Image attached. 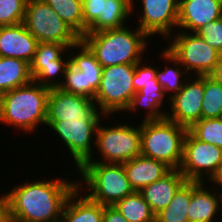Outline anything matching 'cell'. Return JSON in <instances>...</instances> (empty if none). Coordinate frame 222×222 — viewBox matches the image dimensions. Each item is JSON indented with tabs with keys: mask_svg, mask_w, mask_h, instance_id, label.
Returning a JSON list of instances; mask_svg holds the SVG:
<instances>
[{
	"mask_svg": "<svg viewBox=\"0 0 222 222\" xmlns=\"http://www.w3.org/2000/svg\"><path fill=\"white\" fill-rule=\"evenodd\" d=\"M95 146L101 159L90 158L87 162L123 164L141 154V130L126 123L116 126L98 124ZM96 159V161H95Z\"/></svg>",
	"mask_w": 222,
	"mask_h": 222,
	"instance_id": "obj_6",
	"label": "cell"
},
{
	"mask_svg": "<svg viewBox=\"0 0 222 222\" xmlns=\"http://www.w3.org/2000/svg\"><path fill=\"white\" fill-rule=\"evenodd\" d=\"M49 222H62V220L61 219H56V220L49 221Z\"/></svg>",
	"mask_w": 222,
	"mask_h": 222,
	"instance_id": "obj_44",
	"label": "cell"
},
{
	"mask_svg": "<svg viewBox=\"0 0 222 222\" xmlns=\"http://www.w3.org/2000/svg\"><path fill=\"white\" fill-rule=\"evenodd\" d=\"M38 43L23 23L0 26V57L17 58L30 64Z\"/></svg>",
	"mask_w": 222,
	"mask_h": 222,
	"instance_id": "obj_16",
	"label": "cell"
},
{
	"mask_svg": "<svg viewBox=\"0 0 222 222\" xmlns=\"http://www.w3.org/2000/svg\"><path fill=\"white\" fill-rule=\"evenodd\" d=\"M142 14L138 18V27L149 39L155 34L169 40L177 28L179 15V0H141ZM134 0H132V13H134ZM140 23V24H139ZM140 25V26H139ZM175 27V28H174ZM173 29V30H172ZM153 35V36H152Z\"/></svg>",
	"mask_w": 222,
	"mask_h": 222,
	"instance_id": "obj_12",
	"label": "cell"
},
{
	"mask_svg": "<svg viewBox=\"0 0 222 222\" xmlns=\"http://www.w3.org/2000/svg\"><path fill=\"white\" fill-rule=\"evenodd\" d=\"M78 187L75 181L55 178L27 181L6 193L11 222H49L61 219L67 199Z\"/></svg>",
	"mask_w": 222,
	"mask_h": 222,
	"instance_id": "obj_1",
	"label": "cell"
},
{
	"mask_svg": "<svg viewBox=\"0 0 222 222\" xmlns=\"http://www.w3.org/2000/svg\"><path fill=\"white\" fill-rule=\"evenodd\" d=\"M195 33L222 54V17L201 26Z\"/></svg>",
	"mask_w": 222,
	"mask_h": 222,
	"instance_id": "obj_35",
	"label": "cell"
},
{
	"mask_svg": "<svg viewBox=\"0 0 222 222\" xmlns=\"http://www.w3.org/2000/svg\"><path fill=\"white\" fill-rule=\"evenodd\" d=\"M221 17L222 0H179L177 29L195 32Z\"/></svg>",
	"mask_w": 222,
	"mask_h": 222,
	"instance_id": "obj_15",
	"label": "cell"
},
{
	"mask_svg": "<svg viewBox=\"0 0 222 222\" xmlns=\"http://www.w3.org/2000/svg\"><path fill=\"white\" fill-rule=\"evenodd\" d=\"M132 14V0H103L102 15L87 29V33L123 27Z\"/></svg>",
	"mask_w": 222,
	"mask_h": 222,
	"instance_id": "obj_23",
	"label": "cell"
},
{
	"mask_svg": "<svg viewBox=\"0 0 222 222\" xmlns=\"http://www.w3.org/2000/svg\"><path fill=\"white\" fill-rule=\"evenodd\" d=\"M98 111L94 100L61 90L50 89L46 121L90 119Z\"/></svg>",
	"mask_w": 222,
	"mask_h": 222,
	"instance_id": "obj_14",
	"label": "cell"
},
{
	"mask_svg": "<svg viewBox=\"0 0 222 222\" xmlns=\"http://www.w3.org/2000/svg\"><path fill=\"white\" fill-rule=\"evenodd\" d=\"M128 222H156V215L139 191L113 205Z\"/></svg>",
	"mask_w": 222,
	"mask_h": 222,
	"instance_id": "obj_25",
	"label": "cell"
},
{
	"mask_svg": "<svg viewBox=\"0 0 222 222\" xmlns=\"http://www.w3.org/2000/svg\"><path fill=\"white\" fill-rule=\"evenodd\" d=\"M2 97H3V92L0 91V109H1V105H2Z\"/></svg>",
	"mask_w": 222,
	"mask_h": 222,
	"instance_id": "obj_43",
	"label": "cell"
},
{
	"mask_svg": "<svg viewBox=\"0 0 222 222\" xmlns=\"http://www.w3.org/2000/svg\"><path fill=\"white\" fill-rule=\"evenodd\" d=\"M135 64L113 65L103 68L94 102L98 111L110 115L124 111L134 96Z\"/></svg>",
	"mask_w": 222,
	"mask_h": 222,
	"instance_id": "obj_7",
	"label": "cell"
},
{
	"mask_svg": "<svg viewBox=\"0 0 222 222\" xmlns=\"http://www.w3.org/2000/svg\"><path fill=\"white\" fill-rule=\"evenodd\" d=\"M102 222H128L114 206H104Z\"/></svg>",
	"mask_w": 222,
	"mask_h": 222,
	"instance_id": "obj_38",
	"label": "cell"
},
{
	"mask_svg": "<svg viewBox=\"0 0 222 222\" xmlns=\"http://www.w3.org/2000/svg\"><path fill=\"white\" fill-rule=\"evenodd\" d=\"M59 88L63 91L85 97L84 72L77 70L69 64L65 70L63 83Z\"/></svg>",
	"mask_w": 222,
	"mask_h": 222,
	"instance_id": "obj_34",
	"label": "cell"
},
{
	"mask_svg": "<svg viewBox=\"0 0 222 222\" xmlns=\"http://www.w3.org/2000/svg\"><path fill=\"white\" fill-rule=\"evenodd\" d=\"M219 187H220V191H222V188H221L222 186H219ZM218 194H219V198H220V199H219V201H220V207L222 208V206H221V204H222V203H221V202H222V193L219 192Z\"/></svg>",
	"mask_w": 222,
	"mask_h": 222,
	"instance_id": "obj_42",
	"label": "cell"
},
{
	"mask_svg": "<svg viewBox=\"0 0 222 222\" xmlns=\"http://www.w3.org/2000/svg\"><path fill=\"white\" fill-rule=\"evenodd\" d=\"M81 38L83 37L82 0H43Z\"/></svg>",
	"mask_w": 222,
	"mask_h": 222,
	"instance_id": "obj_28",
	"label": "cell"
},
{
	"mask_svg": "<svg viewBox=\"0 0 222 222\" xmlns=\"http://www.w3.org/2000/svg\"><path fill=\"white\" fill-rule=\"evenodd\" d=\"M23 24L38 42H57L71 47L81 40L43 0H27Z\"/></svg>",
	"mask_w": 222,
	"mask_h": 222,
	"instance_id": "obj_8",
	"label": "cell"
},
{
	"mask_svg": "<svg viewBox=\"0 0 222 222\" xmlns=\"http://www.w3.org/2000/svg\"><path fill=\"white\" fill-rule=\"evenodd\" d=\"M188 131L198 140L222 149V117L200 119Z\"/></svg>",
	"mask_w": 222,
	"mask_h": 222,
	"instance_id": "obj_31",
	"label": "cell"
},
{
	"mask_svg": "<svg viewBox=\"0 0 222 222\" xmlns=\"http://www.w3.org/2000/svg\"><path fill=\"white\" fill-rule=\"evenodd\" d=\"M77 171L83 180L78 179V188L86 185L84 191L90 193L85 195L101 205L113 206L134 192L123 164L85 162Z\"/></svg>",
	"mask_w": 222,
	"mask_h": 222,
	"instance_id": "obj_4",
	"label": "cell"
},
{
	"mask_svg": "<svg viewBox=\"0 0 222 222\" xmlns=\"http://www.w3.org/2000/svg\"><path fill=\"white\" fill-rule=\"evenodd\" d=\"M161 57L168 61L169 63L175 64L174 67H167L168 65L166 64L164 68L166 69H158L157 67V72H156V79L158 83L161 84L163 90L166 92H171L172 94L169 95V99L177 94L182 87L184 86L185 80H181V76L184 74V78L187 77L185 75L188 74L186 70H183V66L165 49L162 52ZM180 66V67H179ZM182 67V68H181ZM173 91V92H172ZM174 93V94H173Z\"/></svg>",
	"mask_w": 222,
	"mask_h": 222,
	"instance_id": "obj_27",
	"label": "cell"
},
{
	"mask_svg": "<svg viewBox=\"0 0 222 222\" xmlns=\"http://www.w3.org/2000/svg\"><path fill=\"white\" fill-rule=\"evenodd\" d=\"M32 81L28 62L12 57H0V91L4 93Z\"/></svg>",
	"mask_w": 222,
	"mask_h": 222,
	"instance_id": "obj_24",
	"label": "cell"
},
{
	"mask_svg": "<svg viewBox=\"0 0 222 222\" xmlns=\"http://www.w3.org/2000/svg\"><path fill=\"white\" fill-rule=\"evenodd\" d=\"M106 115L97 111L90 119L80 118L79 120L67 121H46V127L55 131L58 137H61L65 143L66 149L74 159L77 170L90 158H93L92 148L95 145L96 130L99 122L103 121L101 116ZM94 139V140H93ZM94 141V144L91 143Z\"/></svg>",
	"mask_w": 222,
	"mask_h": 222,
	"instance_id": "obj_10",
	"label": "cell"
},
{
	"mask_svg": "<svg viewBox=\"0 0 222 222\" xmlns=\"http://www.w3.org/2000/svg\"><path fill=\"white\" fill-rule=\"evenodd\" d=\"M191 201V181L187 180L171 202L156 215V222H189L187 209Z\"/></svg>",
	"mask_w": 222,
	"mask_h": 222,
	"instance_id": "obj_26",
	"label": "cell"
},
{
	"mask_svg": "<svg viewBox=\"0 0 222 222\" xmlns=\"http://www.w3.org/2000/svg\"><path fill=\"white\" fill-rule=\"evenodd\" d=\"M215 183V185L217 186L216 188H219V186H222V165L221 168L218 172V174L216 175V177L212 180L211 184Z\"/></svg>",
	"mask_w": 222,
	"mask_h": 222,
	"instance_id": "obj_41",
	"label": "cell"
},
{
	"mask_svg": "<svg viewBox=\"0 0 222 222\" xmlns=\"http://www.w3.org/2000/svg\"><path fill=\"white\" fill-rule=\"evenodd\" d=\"M147 35L139 28L123 26L115 29L86 33L81 40L94 53L103 68L142 61L148 47ZM143 53V54H142Z\"/></svg>",
	"mask_w": 222,
	"mask_h": 222,
	"instance_id": "obj_2",
	"label": "cell"
},
{
	"mask_svg": "<svg viewBox=\"0 0 222 222\" xmlns=\"http://www.w3.org/2000/svg\"><path fill=\"white\" fill-rule=\"evenodd\" d=\"M141 123V155L162 161L171 169H179L188 129L167 118Z\"/></svg>",
	"mask_w": 222,
	"mask_h": 222,
	"instance_id": "obj_5",
	"label": "cell"
},
{
	"mask_svg": "<svg viewBox=\"0 0 222 222\" xmlns=\"http://www.w3.org/2000/svg\"><path fill=\"white\" fill-rule=\"evenodd\" d=\"M70 64V58L66 60H54V63L42 64V67L32 76L35 83L41 84L48 89L59 88L63 83L57 76L64 78L65 70ZM57 77V80L55 79Z\"/></svg>",
	"mask_w": 222,
	"mask_h": 222,
	"instance_id": "obj_32",
	"label": "cell"
},
{
	"mask_svg": "<svg viewBox=\"0 0 222 222\" xmlns=\"http://www.w3.org/2000/svg\"><path fill=\"white\" fill-rule=\"evenodd\" d=\"M27 0H0V26L23 23Z\"/></svg>",
	"mask_w": 222,
	"mask_h": 222,
	"instance_id": "obj_33",
	"label": "cell"
},
{
	"mask_svg": "<svg viewBox=\"0 0 222 222\" xmlns=\"http://www.w3.org/2000/svg\"><path fill=\"white\" fill-rule=\"evenodd\" d=\"M0 222H11L9 201L6 194L0 197Z\"/></svg>",
	"mask_w": 222,
	"mask_h": 222,
	"instance_id": "obj_39",
	"label": "cell"
},
{
	"mask_svg": "<svg viewBox=\"0 0 222 222\" xmlns=\"http://www.w3.org/2000/svg\"><path fill=\"white\" fill-rule=\"evenodd\" d=\"M187 181L179 169H171L161 179L143 187L139 192L157 215L171 202L177 190Z\"/></svg>",
	"mask_w": 222,
	"mask_h": 222,
	"instance_id": "obj_17",
	"label": "cell"
},
{
	"mask_svg": "<svg viewBox=\"0 0 222 222\" xmlns=\"http://www.w3.org/2000/svg\"><path fill=\"white\" fill-rule=\"evenodd\" d=\"M74 48L80 51L74 50ZM68 50H70V54H68L70 56V64L77 70L84 72L85 97L93 100L100 85L103 67L96 60L94 53L82 40L69 47ZM74 53L75 55L72 56Z\"/></svg>",
	"mask_w": 222,
	"mask_h": 222,
	"instance_id": "obj_20",
	"label": "cell"
},
{
	"mask_svg": "<svg viewBox=\"0 0 222 222\" xmlns=\"http://www.w3.org/2000/svg\"><path fill=\"white\" fill-rule=\"evenodd\" d=\"M195 80H186L182 89L168 101L170 113L166 118L189 129L201 119L204 97V76H193Z\"/></svg>",
	"mask_w": 222,
	"mask_h": 222,
	"instance_id": "obj_13",
	"label": "cell"
},
{
	"mask_svg": "<svg viewBox=\"0 0 222 222\" xmlns=\"http://www.w3.org/2000/svg\"><path fill=\"white\" fill-rule=\"evenodd\" d=\"M156 72L157 68L144 65L142 61L135 64V74L132 81L135 92H138L140 89H142L144 84L153 83V79H156Z\"/></svg>",
	"mask_w": 222,
	"mask_h": 222,
	"instance_id": "obj_37",
	"label": "cell"
},
{
	"mask_svg": "<svg viewBox=\"0 0 222 222\" xmlns=\"http://www.w3.org/2000/svg\"><path fill=\"white\" fill-rule=\"evenodd\" d=\"M68 49V45L57 42H39L30 62L31 75L33 76L42 67V64L54 63V60H64L62 57L67 56Z\"/></svg>",
	"mask_w": 222,
	"mask_h": 222,
	"instance_id": "obj_30",
	"label": "cell"
},
{
	"mask_svg": "<svg viewBox=\"0 0 222 222\" xmlns=\"http://www.w3.org/2000/svg\"><path fill=\"white\" fill-rule=\"evenodd\" d=\"M165 97L161 84L157 79H153V83L144 84V87L134 94L124 112H135L140 106L148 110L142 121L161 120L167 116V113L160 110Z\"/></svg>",
	"mask_w": 222,
	"mask_h": 222,
	"instance_id": "obj_21",
	"label": "cell"
},
{
	"mask_svg": "<svg viewBox=\"0 0 222 222\" xmlns=\"http://www.w3.org/2000/svg\"><path fill=\"white\" fill-rule=\"evenodd\" d=\"M84 192L77 187L69 196L63 208L62 222H102L104 205L89 199ZM79 198V199H77ZM76 200V201H75Z\"/></svg>",
	"mask_w": 222,
	"mask_h": 222,
	"instance_id": "obj_22",
	"label": "cell"
},
{
	"mask_svg": "<svg viewBox=\"0 0 222 222\" xmlns=\"http://www.w3.org/2000/svg\"><path fill=\"white\" fill-rule=\"evenodd\" d=\"M179 32V33H178ZM172 34V43L166 49L186 70L195 72L196 76H208L215 68L222 54L212 48L201 36L195 32Z\"/></svg>",
	"mask_w": 222,
	"mask_h": 222,
	"instance_id": "obj_9",
	"label": "cell"
},
{
	"mask_svg": "<svg viewBox=\"0 0 222 222\" xmlns=\"http://www.w3.org/2000/svg\"><path fill=\"white\" fill-rule=\"evenodd\" d=\"M83 36L87 29L102 15L103 0H82Z\"/></svg>",
	"mask_w": 222,
	"mask_h": 222,
	"instance_id": "obj_36",
	"label": "cell"
},
{
	"mask_svg": "<svg viewBox=\"0 0 222 222\" xmlns=\"http://www.w3.org/2000/svg\"><path fill=\"white\" fill-rule=\"evenodd\" d=\"M222 117V86L209 76H204V97L201 119Z\"/></svg>",
	"mask_w": 222,
	"mask_h": 222,
	"instance_id": "obj_29",
	"label": "cell"
},
{
	"mask_svg": "<svg viewBox=\"0 0 222 222\" xmlns=\"http://www.w3.org/2000/svg\"><path fill=\"white\" fill-rule=\"evenodd\" d=\"M49 91L50 89L32 81L25 86L4 92L0 124L6 123V126L17 127L30 133L35 132L39 124L46 126Z\"/></svg>",
	"mask_w": 222,
	"mask_h": 222,
	"instance_id": "obj_3",
	"label": "cell"
},
{
	"mask_svg": "<svg viewBox=\"0 0 222 222\" xmlns=\"http://www.w3.org/2000/svg\"><path fill=\"white\" fill-rule=\"evenodd\" d=\"M205 182L191 181V201L187 209L189 222H214L220 207L219 195L215 187L205 189ZM210 190V191H209ZM219 210V211H218Z\"/></svg>",
	"mask_w": 222,
	"mask_h": 222,
	"instance_id": "obj_18",
	"label": "cell"
},
{
	"mask_svg": "<svg viewBox=\"0 0 222 222\" xmlns=\"http://www.w3.org/2000/svg\"><path fill=\"white\" fill-rule=\"evenodd\" d=\"M208 76L222 86V56Z\"/></svg>",
	"mask_w": 222,
	"mask_h": 222,
	"instance_id": "obj_40",
	"label": "cell"
},
{
	"mask_svg": "<svg viewBox=\"0 0 222 222\" xmlns=\"http://www.w3.org/2000/svg\"><path fill=\"white\" fill-rule=\"evenodd\" d=\"M222 165V149L196 139L187 131L183 142V158L179 171L189 181L210 183ZM206 176V177H204Z\"/></svg>",
	"mask_w": 222,
	"mask_h": 222,
	"instance_id": "obj_11",
	"label": "cell"
},
{
	"mask_svg": "<svg viewBox=\"0 0 222 222\" xmlns=\"http://www.w3.org/2000/svg\"><path fill=\"white\" fill-rule=\"evenodd\" d=\"M127 178L134 191L154 183L166 175L171 168L164 162L139 155L123 163Z\"/></svg>",
	"mask_w": 222,
	"mask_h": 222,
	"instance_id": "obj_19",
	"label": "cell"
}]
</instances>
